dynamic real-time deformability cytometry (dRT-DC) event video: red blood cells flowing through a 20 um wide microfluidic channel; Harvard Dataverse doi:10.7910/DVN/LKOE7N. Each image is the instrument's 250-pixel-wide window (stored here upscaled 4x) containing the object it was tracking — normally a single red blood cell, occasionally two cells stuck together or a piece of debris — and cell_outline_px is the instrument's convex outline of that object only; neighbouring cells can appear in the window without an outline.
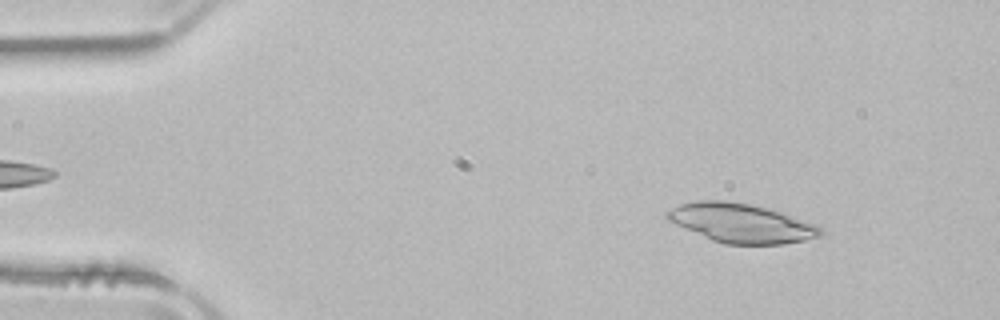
{"species": "common noctule bat (a hibernating species)", "species_latin": "Nyctalus noctula", "temperature_condition": "room temperature", "stored_images_in_passage": 50, "camera_frame_rate_fps": 3000, "um_per_image_px": 0.085, "animal": {"sex": "male", "body_mass_g": 21.5, "forearm_length_mm": 52.0}, "frame": {"image": 1, "passage_image": 5, "time_ms": 1.333, "image_size_px": [1000, 320], "cell_outline_px": [[824, 232], [820, 236], [804, 240], [784, 244], [724, 244], [712, 240], [676, 224], [668, 220], [664, 216], [664, 212], [680, 204], [700, 200], [724, 200], [748, 204], [780, 212], [816, 224]], "centroid_in_image_um": [62.99, 18.97], "position_along_channel_um": 22.0, "area_um2": 34.56}}